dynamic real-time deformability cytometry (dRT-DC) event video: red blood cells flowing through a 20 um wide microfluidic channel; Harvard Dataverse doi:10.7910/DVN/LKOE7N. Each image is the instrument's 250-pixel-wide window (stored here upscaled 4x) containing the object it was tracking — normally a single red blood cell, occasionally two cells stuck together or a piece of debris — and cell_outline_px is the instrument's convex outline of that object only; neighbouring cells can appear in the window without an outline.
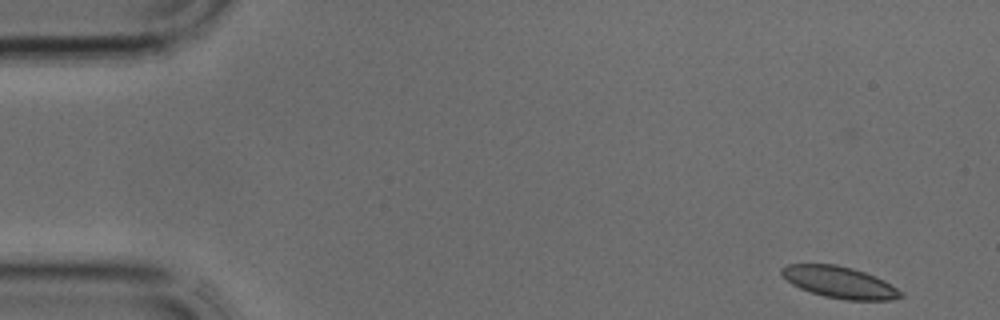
{"species": "common noctule bat (a hibernating species)", "species_latin": "Nyctalus noctula", "temperature_condition": "cold", "stored_images_in_passage": 6, "camera_frame_rate_fps": 3000, "um_per_image_px": 0.085, "animal": {"sex": "male", "body_mass_g": 17.9, "forearm_length_mm": 54.2}, "frame": {"image": 1, "passage_image": 1, "time_ms": 0.0, "image_size_px": [1000, 320], "cell_outline_px": [[904, 296], [892, 300], [844, 300], [824, 296], [800, 288], [792, 284], [780, 272], [780, 268], [788, 264], [836, 264], [852, 268], [876, 276], [884, 280], [904, 292]], "centroid_in_image_um": [71.4, 24.0], "position_along_channel_um": 13.6, "area_um2": 21.96}}